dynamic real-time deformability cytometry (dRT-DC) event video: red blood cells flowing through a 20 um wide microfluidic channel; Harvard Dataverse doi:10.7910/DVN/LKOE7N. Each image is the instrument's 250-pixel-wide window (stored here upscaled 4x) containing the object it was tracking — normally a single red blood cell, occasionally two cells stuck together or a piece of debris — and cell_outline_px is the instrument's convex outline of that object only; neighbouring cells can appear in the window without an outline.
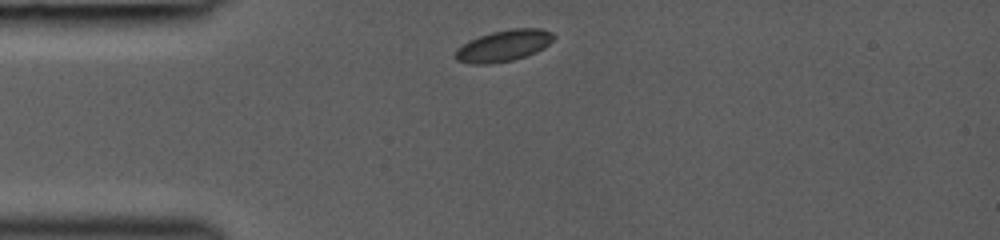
{"species": "common noctule bat (a hibernating species)", "species_latin": "Nyctalus noctula", "temperature_condition": "room temperature", "stored_images_in_passage": 3, "camera_frame_rate_fps": 3000, "um_per_image_px": 0.085, "animal": {"sex": "female", "body_mass_g": 19.0, "forearm_length_mm": 53.3}, "frame": {"image": 1, "passage_image": 1, "time_ms": 0.0, "image_size_px": [1000, 240], "cell_outline_px": [[556, 36], [544, 48], [536, 52], [512, 60], [488, 64], [472, 64], [456, 60], [452, 56], [456, 48], [480, 36], [492, 32], [512, 28], [540, 28], [552, 32]], "centroid_in_image_um": [42.8, 3.89], "position_along_channel_um": 42.2, "area_um2": 17.92}}
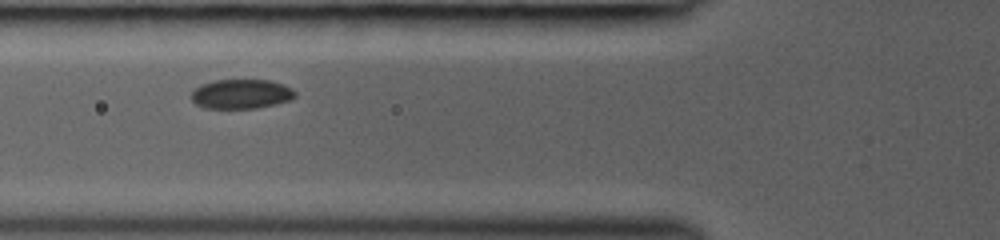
{"frame": {"image": 2, "passage_image": 3, "time_ms": 2.0, "image_size_px": [1000, 240], "cell_outline_px": [[296, 96], [288, 100], [276, 104], [256, 108], [204, 108], [196, 104], [192, 100], [192, 92], [200, 84], [216, 80], [268, 80], [284, 84], [292, 88], [296, 92]], "centroid_in_image_um": [20.51, 7.98], "position_along_channel_um": 105.3, "area_um2": 17.8}}